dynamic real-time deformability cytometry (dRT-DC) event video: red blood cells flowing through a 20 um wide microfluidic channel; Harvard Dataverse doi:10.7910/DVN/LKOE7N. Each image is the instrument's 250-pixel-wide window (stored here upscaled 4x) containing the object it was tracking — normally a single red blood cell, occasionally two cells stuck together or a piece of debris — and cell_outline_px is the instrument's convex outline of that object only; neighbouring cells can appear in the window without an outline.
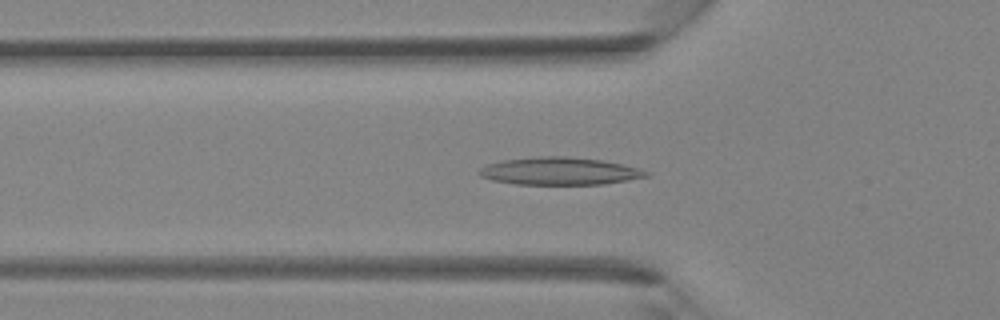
{"species": "Egyptian fruit bat (a non-hibernating species)", "species_latin": "Rousettus aegyptiacus", "temperature_condition": "room temperature", "stored_images_in_passage": 33, "camera_frame_rate_fps": 3000, "um_per_image_px": 0.085, "animal": {"sex": "female"}, "frame": {"image": 1, "passage_image": 9, "time_ms": 2.667, "image_size_px": [1000, 320], "cell_outline_px": [[652, 172], [648, 176], [628, 180], [604, 184], [516, 184], [492, 180], [480, 176], [476, 172], [480, 168], [488, 164], [504, 160], [540, 156], [564, 156], [600, 160], [620, 164]], "centroid_in_image_um": [47.54, 14.55], "position_along_channel_um": 78.3, "area_um2": 26.59}}
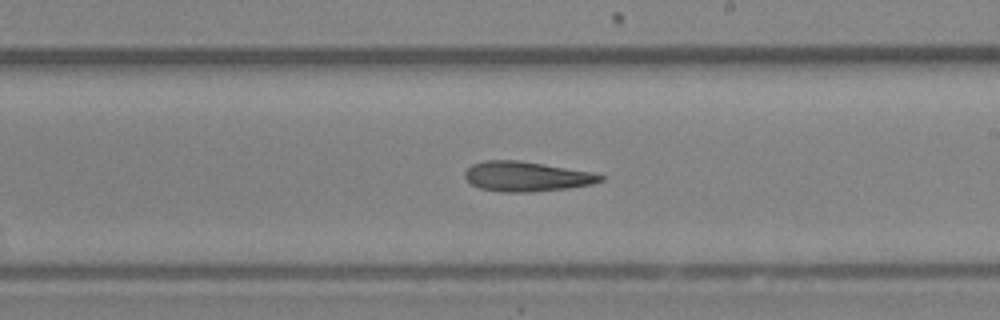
{"frame": {"image": 2, "passage_image": 19, "time_ms": 6.0, "image_size_px": [1000, 320], "cell_outline_px": [[604, 180], [592, 184], [568, 188], [532, 192], [504, 192], [480, 188], [472, 184], [464, 176], [464, 172], [472, 164], [484, 160], [516, 160], [592, 172], [604, 176]], "centroid_in_image_um": [44.74, 15.0], "position_along_channel_um": 244.3, "area_um2": 23.41}}
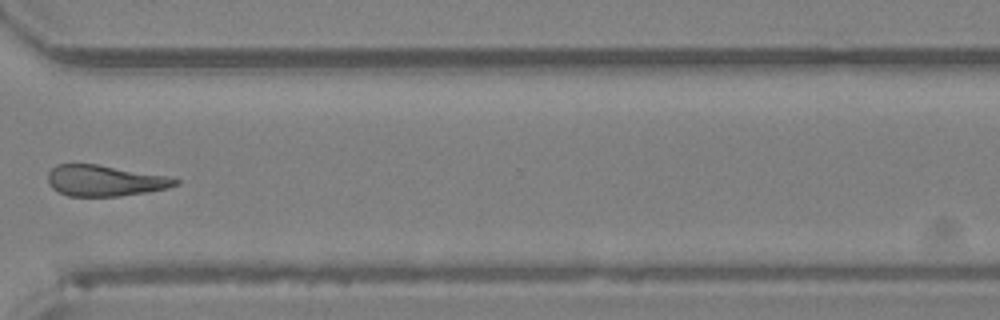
{"frame": {"image": 3, "passage_image": 26, "time_ms": 8.333, "image_size_px": [1000, 320], "cell_outline_px": [[180, 184], [168, 188], [120, 196], [68, 196], [52, 188], [48, 184], [48, 172], [56, 164], [96, 164], [168, 176], [180, 180]], "centroid_in_image_um": [8.9, 15.35], "position_along_channel_um": 361.7, "area_um2": 22.95}}